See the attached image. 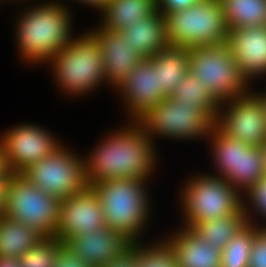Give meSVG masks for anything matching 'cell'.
I'll return each mask as SVG.
<instances>
[{
	"instance_id": "22",
	"label": "cell",
	"mask_w": 266,
	"mask_h": 267,
	"mask_svg": "<svg viewBox=\"0 0 266 267\" xmlns=\"http://www.w3.org/2000/svg\"><path fill=\"white\" fill-rule=\"evenodd\" d=\"M149 60L158 71L159 86L169 95L189 72V53L187 48L168 45L160 49Z\"/></svg>"
},
{
	"instance_id": "18",
	"label": "cell",
	"mask_w": 266,
	"mask_h": 267,
	"mask_svg": "<svg viewBox=\"0 0 266 267\" xmlns=\"http://www.w3.org/2000/svg\"><path fill=\"white\" fill-rule=\"evenodd\" d=\"M179 267H221V251L201 240L189 228L167 239Z\"/></svg>"
},
{
	"instance_id": "17",
	"label": "cell",
	"mask_w": 266,
	"mask_h": 267,
	"mask_svg": "<svg viewBox=\"0 0 266 267\" xmlns=\"http://www.w3.org/2000/svg\"><path fill=\"white\" fill-rule=\"evenodd\" d=\"M84 262L101 267L118 257L131 244L108 226L71 236L64 242Z\"/></svg>"
},
{
	"instance_id": "3",
	"label": "cell",
	"mask_w": 266,
	"mask_h": 267,
	"mask_svg": "<svg viewBox=\"0 0 266 267\" xmlns=\"http://www.w3.org/2000/svg\"><path fill=\"white\" fill-rule=\"evenodd\" d=\"M146 179H111L90 185L99 198L109 228L130 244H137L147 222L149 206ZM146 221V222H145Z\"/></svg>"
},
{
	"instance_id": "38",
	"label": "cell",
	"mask_w": 266,
	"mask_h": 267,
	"mask_svg": "<svg viewBox=\"0 0 266 267\" xmlns=\"http://www.w3.org/2000/svg\"><path fill=\"white\" fill-rule=\"evenodd\" d=\"M0 267H20L19 259L16 257L0 256Z\"/></svg>"
},
{
	"instance_id": "21",
	"label": "cell",
	"mask_w": 266,
	"mask_h": 267,
	"mask_svg": "<svg viewBox=\"0 0 266 267\" xmlns=\"http://www.w3.org/2000/svg\"><path fill=\"white\" fill-rule=\"evenodd\" d=\"M248 209L244 208L237 214L227 215L215 220L190 222L189 228L197 237L212 246L217 251H222L225 245L239 230L249 222Z\"/></svg>"
},
{
	"instance_id": "14",
	"label": "cell",
	"mask_w": 266,
	"mask_h": 267,
	"mask_svg": "<svg viewBox=\"0 0 266 267\" xmlns=\"http://www.w3.org/2000/svg\"><path fill=\"white\" fill-rule=\"evenodd\" d=\"M90 34L100 47L106 81L118 88L143 58L134 52L123 31H107L100 27Z\"/></svg>"
},
{
	"instance_id": "15",
	"label": "cell",
	"mask_w": 266,
	"mask_h": 267,
	"mask_svg": "<svg viewBox=\"0 0 266 267\" xmlns=\"http://www.w3.org/2000/svg\"><path fill=\"white\" fill-rule=\"evenodd\" d=\"M117 89L124 95L132 122L168 97L160 88L158 71L149 59H143Z\"/></svg>"
},
{
	"instance_id": "1",
	"label": "cell",
	"mask_w": 266,
	"mask_h": 267,
	"mask_svg": "<svg viewBox=\"0 0 266 267\" xmlns=\"http://www.w3.org/2000/svg\"><path fill=\"white\" fill-rule=\"evenodd\" d=\"M134 123L106 137L89 160L84 159L88 185L119 178H149L156 166L153 140L136 121Z\"/></svg>"
},
{
	"instance_id": "40",
	"label": "cell",
	"mask_w": 266,
	"mask_h": 267,
	"mask_svg": "<svg viewBox=\"0 0 266 267\" xmlns=\"http://www.w3.org/2000/svg\"><path fill=\"white\" fill-rule=\"evenodd\" d=\"M261 149V158H262V164L263 169L266 174V140L259 146Z\"/></svg>"
},
{
	"instance_id": "4",
	"label": "cell",
	"mask_w": 266,
	"mask_h": 267,
	"mask_svg": "<svg viewBox=\"0 0 266 267\" xmlns=\"http://www.w3.org/2000/svg\"><path fill=\"white\" fill-rule=\"evenodd\" d=\"M167 43L183 48L227 42L229 28L219 0H203L165 15Z\"/></svg>"
},
{
	"instance_id": "19",
	"label": "cell",
	"mask_w": 266,
	"mask_h": 267,
	"mask_svg": "<svg viewBox=\"0 0 266 267\" xmlns=\"http://www.w3.org/2000/svg\"><path fill=\"white\" fill-rule=\"evenodd\" d=\"M123 32L127 35L134 52L143 59L153 57L160 49L169 45L166 37V19L159 10L134 25L127 26Z\"/></svg>"
},
{
	"instance_id": "7",
	"label": "cell",
	"mask_w": 266,
	"mask_h": 267,
	"mask_svg": "<svg viewBox=\"0 0 266 267\" xmlns=\"http://www.w3.org/2000/svg\"><path fill=\"white\" fill-rule=\"evenodd\" d=\"M61 200L30 183L22 174H10L4 216L36 230L44 238H55Z\"/></svg>"
},
{
	"instance_id": "25",
	"label": "cell",
	"mask_w": 266,
	"mask_h": 267,
	"mask_svg": "<svg viewBox=\"0 0 266 267\" xmlns=\"http://www.w3.org/2000/svg\"><path fill=\"white\" fill-rule=\"evenodd\" d=\"M218 177L226 179L231 185L237 180L238 139L228 136L216 125L209 135ZM220 175V176H219Z\"/></svg>"
},
{
	"instance_id": "6",
	"label": "cell",
	"mask_w": 266,
	"mask_h": 267,
	"mask_svg": "<svg viewBox=\"0 0 266 267\" xmlns=\"http://www.w3.org/2000/svg\"><path fill=\"white\" fill-rule=\"evenodd\" d=\"M49 61L57 82L69 94L86 93L106 80L100 47L90 33L72 39Z\"/></svg>"
},
{
	"instance_id": "37",
	"label": "cell",
	"mask_w": 266,
	"mask_h": 267,
	"mask_svg": "<svg viewBox=\"0 0 266 267\" xmlns=\"http://www.w3.org/2000/svg\"><path fill=\"white\" fill-rule=\"evenodd\" d=\"M11 174V170L9 169L6 154L4 148L0 145V179Z\"/></svg>"
},
{
	"instance_id": "30",
	"label": "cell",
	"mask_w": 266,
	"mask_h": 267,
	"mask_svg": "<svg viewBox=\"0 0 266 267\" xmlns=\"http://www.w3.org/2000/svg\"><path fill=\"white\" fill-rule=\"evenodd\" d=\"M139 244H133L138 249L137 267H179L175 252L167 241L147 248Z\"/></svg>"
},
{
	"instance_id": "35",
	"label": "cell",
	"mask_w": 266,
	"mask_h": 267,
	"mask_svg": "<svg viewBox=\"0 0 266 267\" xmlns=\"http://www.w3.org/2000/svg\"><path fill=\"white\" fill-rule=\"evenodd\" d=\"M203 0H158V10L164 16L167 13L183 10Z\"/></svg>"
},
{
	"instance_id": "23",
	"label": "cell",
	"mask_w": 266,
	"mask_h": 267,
	"mask_svg": "<svg viewBox=\"0 0 266 267\" xmlns=\"http://www.w3.org/2000/svg\"><path fill=\"white\" fill-rule=\"evenodd\" d=\"M44 237L28 225L0 217V256L20 258Z\"/></svg>"
},
{
	"instance_id": "42",
	"label": "cell",
	"mask_w": 266,
	"mask_h": 267,
	"mask_svg": "<svg viewBox=\"0 0 266 267\" xmlns=\"http://www.w3.org/2000/svg\"><path fill=\"white\" fill-rule=\"evenodd\" d=\"M265 232H266V227H265V225L263 226V228H262Z\"/></svg>"
},
{
	"instance_id": "24",
	"label": "cell",
	"mask_w": 266,
	"mask_h": 267,
	"mask_svg": "<svg viewBox=\"0 0 266 267\" xmlns=\"http://www.w3.org/2000/svg\"><path fill=\"white\" fill-rule=\"evenodd\" d=\"M229 29L266 25V0H219Z\"/></svg>"
},
{
	"instance_id": "39",
	"label": "cell",
	"mask_w": 266,
	"mask_h": 267,
	"mask_svg": "<svg viewBox=\"0 0 266 267\" xmlns=\"http://www.w3.org/2000/svg\"><path fill=\"white\" fill-rule=\"evenodd\" d=\"M79 2L88 4L93 6L94 8L96 7L97 9L101 10L104 5L108 2V0H78Z\"/></svg>"
},
{
	"instance_id": "32",
	"label": "cell",
	"mask_w": 266,
	"mask_h": 267,
	"mask_svg": "<svg viewBox=\"0 0 266 267\" xmlns=\"http://www.w3.org/2000/svg\"><path fill=\"white\" fill-rule=\"evenodd\" d=\"M251 204L260 215L266 217V174L247 192Z\"/></svg>"
},
{
	"instance_id": "34",
	"label": "cell",
	"mask_w": 266,
	"mask_h": 267,
	"mask_svg": "<svg viewBox=\"0 0 266 267\" xmlns=\"http://www.w3.org/2000/svg\"><path fill=\"white\" fill-rule=\"evenodd\" d=\"M138 249L131 244L118 257L101 267H137Z\"/></svg>"
},
{
	"instance_id": "2",
	"label": "cell",
	"mask_w": 266,
	"mask_h": 267,
	"mask_svg": "<svg viewBox=\"0 0 266 267\" xmlns=\"http://www.w3.org/2000/svg\"><path fill=\"white\" fill-rule=\"evenodd\" d=\"M51 3L24 11L18 19V48L26 62H49L72 40L68 9L58 2Z\"/></svg>"
},
{
	"instance_id": "28",
	"label": "cell",
	"mask_w": 266,
	"mask_h": 267,
	"mask_svg": "<svg viewBox=\"0 0 266 267\" xmlns=\"http://www.w3.org/2000/svg\"><path fill=\"white\" fill-rule=\"evenodd\" d=\"M168 97L173 98L176 102L195 104L201 109H208L215 117L219 106H223L213 97L206 85L190 72L178 86L172 89Z\"/></svg>"
},
{
	"instance_id": "10",
	"label": "cell",
	"mask_w": 266,
	"mask_h": 267,
	"mask_svg": "<svg viewBox=\"0 0 266 267\" xmlns=\"http://www.w3.org/2000/svg\"><path fill=\"white\" fill-rule=\"evenodd\" d=\"M21 174L40 190L60 200L82 191L88 185L84 160L62 146Z\"/></svg>"
},
{
	"instance_id": "8",
	"label": "cell",
	"mask_w": 266,
	"mask_h": 267,
	"mask_svg": "<svg viewBox=\"0 0 266 267\" xmlns=\"http://www.w3.org/2000/svg\"><path fill=\"white\" fill-rule=\"evenodd\" d=\"M216 117L195 104L176 102L166 97L154 105L136 122L148 136L163 135L173 139H189L209 136Z\"/></svg>"
},
{
	"instance_id": "36",
	"label": "cell",
	"mask_w": 266,
	"mask_h": 267,
	"mask_svg": "<svg viewBox=\"0 0 266 267\" xmlns=\"http://www.w3.org/2000/svg\"><path fill=\"white\" fill-rule=\"evenodd\" d=\"M9 183V176L0 179V217L4 216L6 204V189Z\"/></svg>"
},
{
	"instance_id": "13",
	"label": "cell",
	"mask_w": 266,
	"mask_h": 267,
	"mask_svg": "<svg viewBox=\"0 0 266 267\" xmlns=\"http://www.w3.org/2000/svg\"><path fill=\"white\" fill-rule=\"evenodd\" d=\"M105 226L107 223L96 191L87 185L82 191L61 200L55 238L64 243L71 236Z\"/></svg>"
},
{
	"instance_id": "12",
	"label": "cell",
	"mask_w": 266,
	"mask_h": 267,
	"mask_svg": "<svg viewBox=\"0 0 266 267\" xmlns=\"http://www.w3.org/2000/svg\"><path fill=\"white\" fill-rule=\"evenodd\" d=\"M1 138L11 174H21L61 146L48 131L29 124L7 130Z\"/></svg>"
},
{
	"instance_id": "27",
	"label": "cell",
	"mask_w": 266,
	"mask_h": 267,
	"mask_svg": "<svg viewBox=\"0 0 266 267\" xmlns=\"http://www.w3.org/2000/svg\"><path fill=\"white\" fill-rule=\"evenodd\" d=\"M251 220L225 245L221 251V267H248L255 233L260 229Z\"/></svg>"
},
{
	"instance_id": "41",
	"label": "cell",
	"mask_w": 266,
	"mask_h": 267,
	"mask_svg": "<svg viewBox=\"0 0 266 267\" xmlns=\"http://www.w3.org/2000/svg\"><path fill=\"white\" fill-rule=\"evenodd\" d=\"M253 94L261 101V103L263 104V108H264V113H265V118H266V93L263 95H259V93L255 94L253 92Z\"/></svg>"
},
{
	"instance_id": "9",
	"label": "cell",
	"mask_w": 266,
	"mask_h": 267,
	"mask_svg": "<svg viewBox=\"0 0 266 267\" xmlns=\"http://www.w3.org/2000/svg\"><path fill=\"white\" fill-rule=\"evenodd\" d=\"M200 176L186 184L181 196L184 198L182 203L186 226L190 222L234 215L244 208L240 192L226 179L212 175Z\"/></svg>"
},
{
	"instance_id": "29",
	"label": "cell",
	"mask_w": 266,
	"mask_h": 267,
	"mask_svg": "<svg viewBox=\"0 0 266 267\" xmlns=\"http://www.w3.org/2000/svg\"><path fill=\"white\" fill-rule=\"evenodd\" d=\"M63 244L56 238H43L18 258L20 267H54L59 248Z\"/></svg>"
},
{
	"instance_id": "5",
	"label": "cell",
	"mask_w": 266,
	"mask_h": 267,
	"mask_svg": "<svg viewBox=\"0 0 266 267\" xmlns=\"http://www.w3.org/2000/svg\"><path fill=\"white\" fill-rule=\"evenodd\" d=\"M187 51L189 72L206 85L220 104L249 93L246 89L249 81L242 74L227 43L191 47Z\"/></svg>"
},
{
	"instance_id": "16",
	"label": "cell",
	"mask_w": 266,
	"mask_h": 267,
	"mask_svg": "<svg viewBox=\"0 0 266 267\" xmlns=\"http://www.w3.org/2000/svg\"><path fill=\"white\" fill-rule=\"evenodd\" d=\"M226 43L249 82L266 74V25L229 29Z\"/></svg>"
},
{
	"instance_id": "26",
	"label": "cell",
	"mask_w": 266,
	"mask_h": 267,
	"mask_svg": "<svg viewBox=\"0 0 266 267\" xmlns=\"http://www.w3.org/2000/svg\"><path fill=\"white\" fill-rule=\"evenodd\" d=\"M265 172L263 169L261 149L245 144L238 140L237 180L232 184L234 188L247 192L256 184Z\"/></svg>"
},
{
	"instance_id": "31",
	"label": "cell",
	"mask_w": 266,
	"mask_h": 267,
	"mask_svg": "<svg viewBox=\"0 0 266 267\" xmlns=\"http://www.w3.org/2000/svg\"><path fill=\"white\" fill-rule=\"evenodd\" d=\"M248 267H266V232L262 227L254 235Z\"/></svg>"
},
{
	"instance_id": "11",
	"label": "cell",
	"mask_w": 266,
	"mask_h": 267,
	"mask_svg": "<svg viewBox=\"0 0 266 267\" xmlns=\"http://www.w3.org/2000/svg\"><path fill=\"white\" fill-rule=\"evenodd\" d=\"M227 111H219L215 125L225 134L247 145L259 147L266 140V118L263 104L253 94L225 101ZM222 115H221V114Z\"/></svg>"
},
{
	"instance_id": "20",
	"label": "cell",
	"mask_w": 266,
	"mask_h": 267,
	"mask_svg": "<svg viewBox=\"0 0 266 267\" xmlns=\"http://www.w3.org/2000/svg\"><path fill=\"white\" fill-rule=\"evenodd\" d=\"M158 10V0H108L102 12L107 31H123L127 26L153 15Z\"/></svg>"
},
{
	"instance_id": "33",
	"label": "cell",
	"mask_w": 266,
	"mask_h": 267,
	"mask_svg": "<svg viewBox=\"0 0 266 267\" xmlns=\"http://www.w3.org/2000/svg\"><path fill=\"white\" fill-rule=\"evenodd\" d=\"M54 267H94L84 262L78 255L74 254L68 247L63 244L59 248Z\"/></svg>"
}]
</instances>
